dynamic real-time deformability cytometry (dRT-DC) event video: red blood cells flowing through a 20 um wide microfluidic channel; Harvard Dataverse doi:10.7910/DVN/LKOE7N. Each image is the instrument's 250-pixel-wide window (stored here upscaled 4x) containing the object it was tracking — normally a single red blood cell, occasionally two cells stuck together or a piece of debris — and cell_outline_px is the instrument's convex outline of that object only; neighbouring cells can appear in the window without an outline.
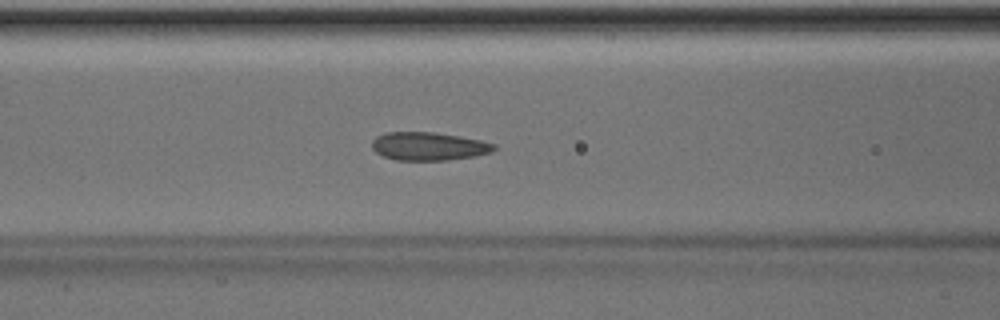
{"species": "Egyptian fruit bat (a non-hibernating species)", "species_latin": "Rousettus aegyptiacus", "temperature_condition": "room temperature", "stored_images_in_passage": 51, "camera_frame_rate_fps": 3000, "um_per_image_px": 0.085, "animal": {"sex": "male"}, "frame": {"image": 1, "passage_image": 21, "time_ms": 6.667, "image_size_px": [1000, 320], "cell_outline_px": [[496, 148], [492, 152], [476, 156], [448, 160], [396, 160], [384, 156], [376, 152], [372, 148], [372, 140], [376, 136], [384, 132], [432, 132], [460, 136], [480, 140], [496, 144]], "centroid_in_image_um": [36.44, 12.43], "position_along_channel_um": 130.2, "area_um2": 20.17}}
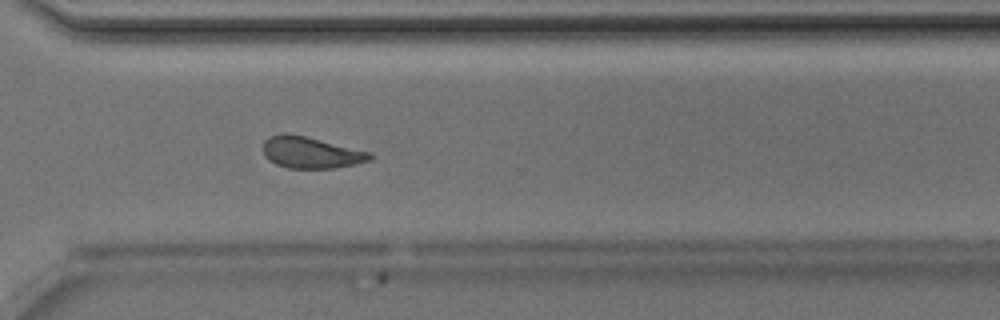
{"frame": {"image": 2, "passage_image": 37, "time_ms": 12.0, "image_size_px": [1000, 320], "cell_outline_px": [[372, 156], [368, 160], [352, 164], [332, 168], [288, 168], [276, 164], [268, 160], [264, 156], [264, 140], [268, 136], [280, 132], [288, 132], [372, 152]], "centroid_in_image_um": [26.35, 12.94], "position_along_channel_um": 344.2, "area_um2": 19.59}}
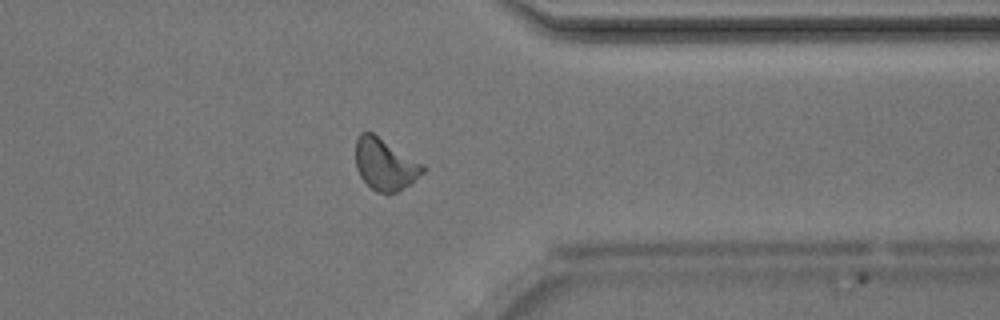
{"frame": {"image": 3, "passage_image": 40, "time_ms": 13.0, "image_size_px": [1000, 320], "cell_outline_px": [[424, 172], [412, 184], [400, 192], [388, 196], [376, 192], [360, 176], [356, 168], [356, 140], [360, 132], [372, 132], [424, 164]], "centroid_in_image_um": [32.75, 14.01], "position_along_channel_um": 378.6, "area_um2": 20.63}, "authors_computed_cell_mechanics": {"area_um2": 20.1144, "velocity_mm_per_s": 4.0214, "shape_relaxation_time_tau1_ms": null, "shape_relaxation_time_tau2_ms": 2.4981, "deformation_change_tau1": null, "deformation_change_tau2": 0.0704}}